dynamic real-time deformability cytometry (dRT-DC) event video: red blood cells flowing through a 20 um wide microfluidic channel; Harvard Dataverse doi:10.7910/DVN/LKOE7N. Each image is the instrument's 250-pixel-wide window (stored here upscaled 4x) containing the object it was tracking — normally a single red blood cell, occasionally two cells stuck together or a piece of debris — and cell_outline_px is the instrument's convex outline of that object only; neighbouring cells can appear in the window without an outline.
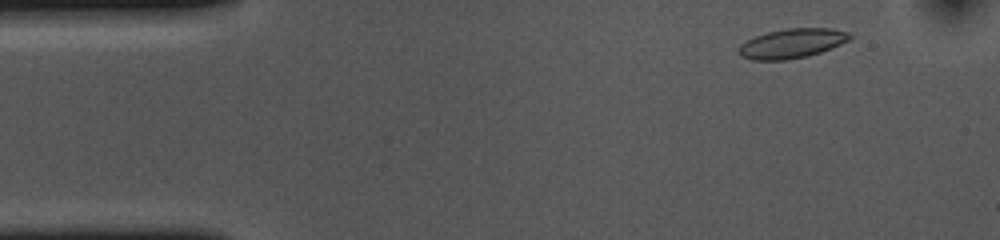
{"species": "common noctule bat (a hibernating species)", "species_latin": "Nyctalus noctula", "temperature_condition": "cold", "stored_images_in_passage": 51, "camera_frame_rate_fps": 3000, "um_per_image_px": 0.085, "animal": {"sex": "female", "body_mass_g": 10.0, "forearm_length_mm": 53.1}, "frame": {"image": 1, "passage_image": 3, "time_ms": 0.667, "image_size_px": [1000, 240], "cell_outline_px": [[852, 36], [848, 40], [840, 44], [820, 52], [808, 56], [788, 60], [752, 60], [740, 56], [740, 44], [756, 36], [768, 32], [784, 28], [832, 28], [848, 32]], "centroid_in_image_um": [67.32, 3.69], "position_along_channel_um": 17.7, "area_um2": 18.96}}
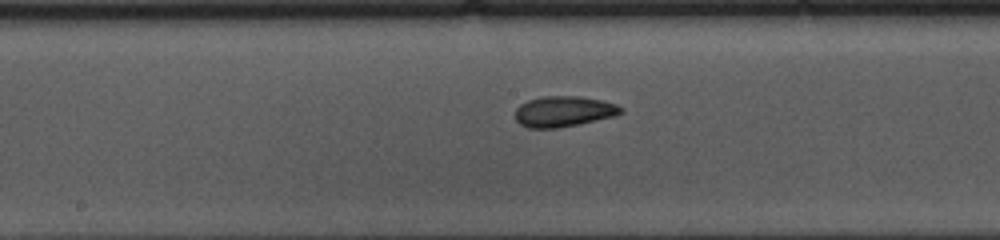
{"frame": {"image": 2, "passage_image": 24, "time_ms": 7.667, "image_size_px": [1000, 240], "cell_outline_px": [[624, 112], [616, 116], [580, 124], [560, 128], [528, 128], [520, 124], [516, 120], [516, 108], [520, 104], [528, 100], [544, 96], [580, 96], [600, 100], [616, 104], [624, 108]], "centroid_in_image_um": [47.94, 9.48], "position_along_channel_um": 200.3, "area_um2": 19.07}}
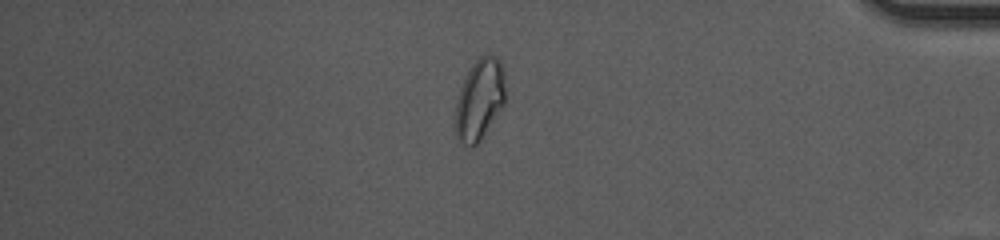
{"frame": {"image": 3, "passage_image": 43, "time_ms": 14.0, "image_size_px": [1000, 240], "cell_outline_px": [[504, 104], [480, 140], [472, 148], [460, 144], [456, 136], [452, 120], [456, 100], [460, 88], [472, 64], [480, 56], [488, 52], [492, 52], [500, 60], [504, 72]], "centroid_in_image_um": [40.71, 8.47], "position_along_channel_um": 394.5, "area_um2": 24.16}, "authors_computed_cell_mechanics": {"area_um2": 19.0162, "velocity_mm_per_s": 3.6428, "shape_relaxation_time_tau1_ms": 6.1009, "shape_relaxation_time_tau2_ms": 2.6238, "deformation_change_tau1": 0.1085, "deformation_change_tau2": 0.0709}}